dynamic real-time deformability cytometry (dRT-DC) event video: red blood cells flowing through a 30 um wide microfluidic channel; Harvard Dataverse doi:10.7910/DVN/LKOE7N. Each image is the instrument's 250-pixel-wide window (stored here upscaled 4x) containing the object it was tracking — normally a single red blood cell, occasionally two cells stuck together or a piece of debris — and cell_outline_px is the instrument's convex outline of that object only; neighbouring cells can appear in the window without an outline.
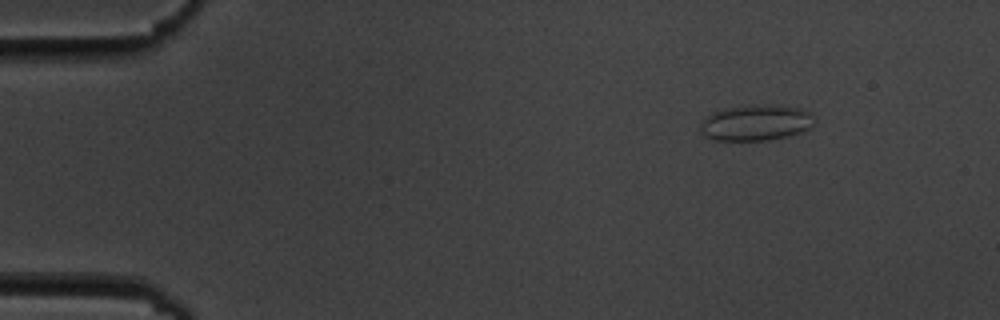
{"species": "common noctule bat (a hibernating species)", "species_latin": "Nyctalus noctula", "temperature_condition": "cold", "stored_images_in_passage": 5, "camera_frame_rate_fps": 3000, "um_per_image_px": 0.085, "animal": {"sex": "male", "body_mass_g": 19.5, "forearm_length_mm": 54.6}, "frame": {"image": 1, "passage_image": 5, "time_ms": 4.667, "image_size_px": [1000, 320], "cell_outline_px": [[816, 120], [808, 128], [800, 132], [788, 136], [768, 140], [712, 140], [704, 136], [700, 132], [700, 128], [704, 120], [712, 112], [724, 108], [744, 104], [768, 104], [800, 108], [812, 112]], "centroid_in_image_um": [64.25, 10.41], "position_along_channel_um": 20.7, "area_um2": 24.16}}